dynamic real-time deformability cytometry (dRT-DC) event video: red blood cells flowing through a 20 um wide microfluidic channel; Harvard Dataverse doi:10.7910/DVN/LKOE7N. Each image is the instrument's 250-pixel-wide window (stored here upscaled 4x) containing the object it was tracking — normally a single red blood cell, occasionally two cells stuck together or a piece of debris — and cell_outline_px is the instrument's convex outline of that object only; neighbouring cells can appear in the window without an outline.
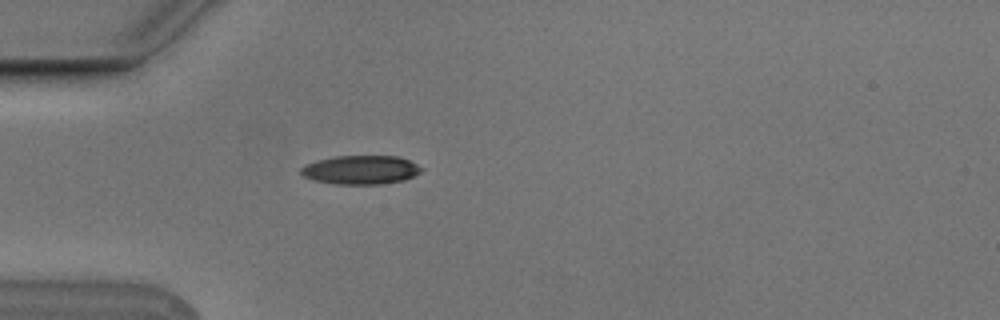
{"species": "Egyptian fruit bat (a non-hibernating species)", "species_latin": "Rousettus aegyptiacus", "temperature_condition": "cold", "stored_images_in_passage": 1, "camera_frame_rate_fps": 3000, "um_per_image_px": 0.085, "animal": {"sex": "male"}, "frame": {"image": 1, "passage_image": 1, "time_ms": 0.0, "image_size_px": [1000, 320], "cell_outline_px": [[424, 168], [416, 176], [404, 180], [380, 184], [336, 184], [316, 180], [304, 176], [300, 172], [300, 168], [304, 164], [316, 160], [336, 156], [400, 156]], "centroid_in_image_um": [30.68, 14.43], "position_along_channel_um": 54.3, "area_um2": 20.29}}